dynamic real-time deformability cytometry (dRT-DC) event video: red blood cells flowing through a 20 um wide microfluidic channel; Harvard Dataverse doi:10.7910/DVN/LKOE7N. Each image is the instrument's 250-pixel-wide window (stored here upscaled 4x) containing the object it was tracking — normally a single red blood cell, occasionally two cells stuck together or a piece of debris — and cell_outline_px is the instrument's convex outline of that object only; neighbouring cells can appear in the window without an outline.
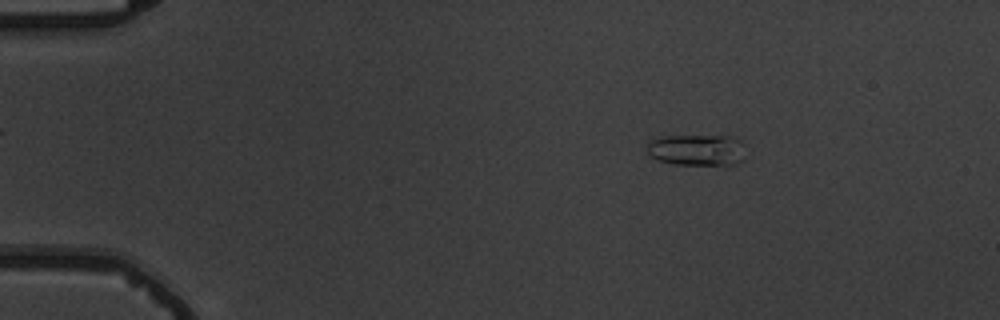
{"species": "common noctule bat (a hibernating species)", "species_latin": "Nyctalus noctula", "temperature_condition": "warm", "stored_images_in_passage": 5, "camera_frame_rate_fps": 3000, "um_per_image_px": 0.085, "animal": {"sex": "male", "body_mass_g": 19.5, "forearm_length_mm": 54.6}, "frame": {"image": 1, "passage_image": 2, "time_ms": 1.0, "image_size_px": [1000, 320], "cell_outline_px": [[744, 160], [736, 164], [676, 164], [660, 160], [652, 156], [648, 152], [648, 140], [652, 136], [732, 136], [744, 144]], "centroid_in_image_um": [59.24, 12.72], "position_along_channel_um": 25.8, "area_um2": 18.03}}